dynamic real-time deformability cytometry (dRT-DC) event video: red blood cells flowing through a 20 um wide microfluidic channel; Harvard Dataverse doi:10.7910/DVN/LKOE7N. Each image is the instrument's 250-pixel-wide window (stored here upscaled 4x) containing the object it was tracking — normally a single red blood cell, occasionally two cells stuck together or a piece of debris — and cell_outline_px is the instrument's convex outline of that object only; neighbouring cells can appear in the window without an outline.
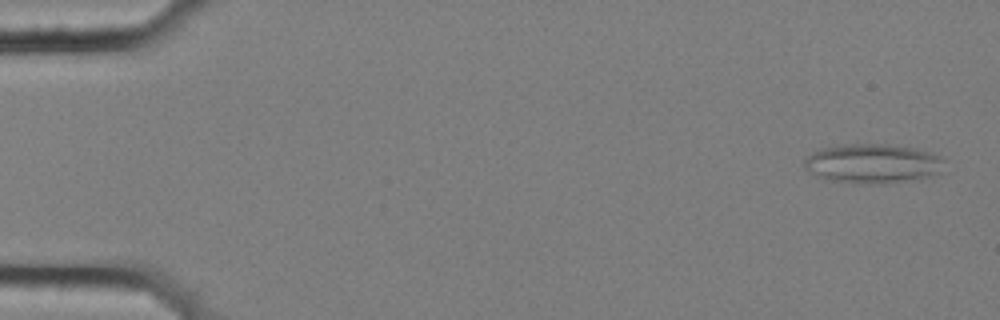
{"species": "common noctule bat (a hibernating species)", "species_latin": "Nyctalus noctula", "temperature_condition": "cold", "stored_images_in_passage": 58, "camera_frame_rate_fps": 3000, "um_per_image_px": 0.085, "animal": {"sex": "female", "body_mass_g": 25.1}, "frame": {"image": 1, "passage_image": 3, "time_ms": 0.667, "image_size_px": [1000, 320], "cell_outline_px": [[944, 160], [940, 172], [928, 176], [884, 184], [852, 184], [824, 180], [816, 176], [804, 168], [804, 160], [812, 152], [820, 148], [856, 140], [916, 148], [940, 156]], "centroid_in_image_um": [74.07, 13.87], "position_along_channel_um": 10.9, "area_um2": 33.18}}
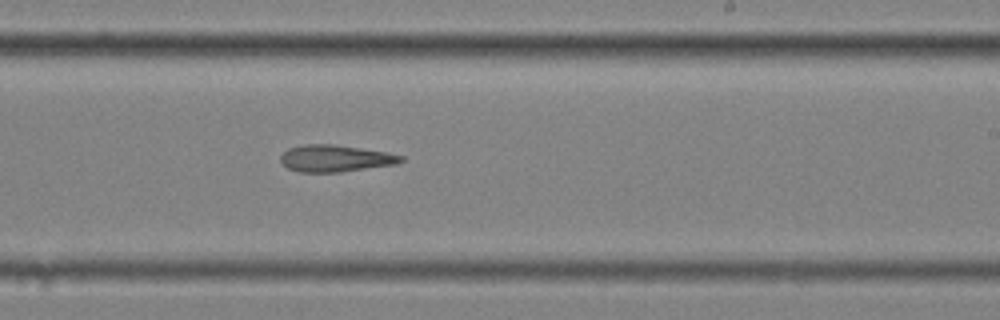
{"frame": {"image": 2, "passage_image": 36, "time_ms": 11.667, "image_size_px": [1000, 320], "cell_outline_px": [[404, 160], [396, 164], [340, 172], [300, 172], [288, 168], [280, 160], [280, 156], [288, 148], [304, 144], [332, 144], [388, 152], [404, 156]], "centroid_in_image_um": [28.51, 13.46], "position_along_channel_um": 260.5, "area_um2": 18.79}}
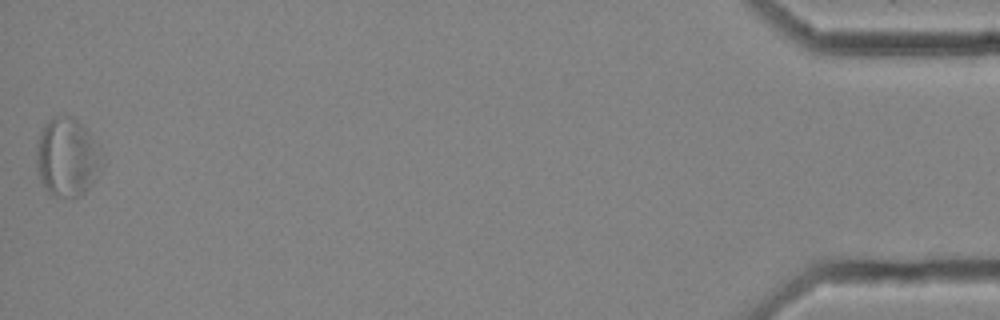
{"frame": {"image": 3, "passage_image": 58, "time_ms": 19.0, "image_size_px": [1000, 320], "cell_outline_px": [[104, 164], [100, 172], [88, 188], [84, 192], [76, 196], [56, 196], [48, 192], [44, 188], [36, 176], [36, 140], [40, 128], [52, 116], [64, 112], [72, 116], [84, 124], [100, 144]], "centroid_in_image_um": [5.7, 13.28], "position_along_channel_um": 429.5, "area_um2": 31.44}, "authors_computed_cell_mechanics": {"area_um2": 22.5131, "velocity_mm_per_s": 3.5257, "shape_relaxation_time_tau1_ms": null, "shape_relaxation_time_tau2_ms": 9.0211, "deformation_change_tau1": null, "deformation_change_tau2": 0.2191}}